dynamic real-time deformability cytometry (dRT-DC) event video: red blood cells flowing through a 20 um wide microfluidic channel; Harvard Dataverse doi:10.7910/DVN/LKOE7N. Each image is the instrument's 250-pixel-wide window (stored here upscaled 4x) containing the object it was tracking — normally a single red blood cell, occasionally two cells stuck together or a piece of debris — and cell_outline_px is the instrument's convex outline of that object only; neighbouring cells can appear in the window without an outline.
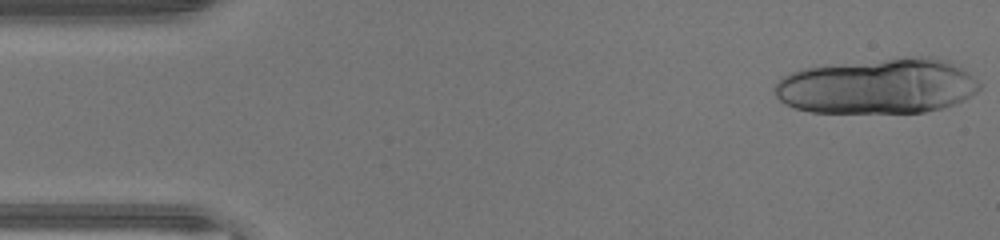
{"species": "human", "species_latin": "Homo sapiens", "temperature_condition": "warm", "stored_images_in_passage": 15, "camera_frame_rate_fps": 3000, "um_per_image_px": 0.085, "donor": {"sex": "male"}, "frame": {"image": 1, "passage_image": 1, "time_ms": 0.0, "image_size_px": [1000, 240], "cell_outline_px": [[984, 84], [972, 96], [964, 100], [944, 108], [924, 112], [812, 112], [796, 108], [784, 104], [776, 96], [772, 88], [784, 76], [800, 68], [900, 56], [932, 56], [948, 60], [968, 72]], "centroid_in_image_um": [74.65, 7.3], "position_along_channel_um": 10.3, "area_um2": 66.93}}